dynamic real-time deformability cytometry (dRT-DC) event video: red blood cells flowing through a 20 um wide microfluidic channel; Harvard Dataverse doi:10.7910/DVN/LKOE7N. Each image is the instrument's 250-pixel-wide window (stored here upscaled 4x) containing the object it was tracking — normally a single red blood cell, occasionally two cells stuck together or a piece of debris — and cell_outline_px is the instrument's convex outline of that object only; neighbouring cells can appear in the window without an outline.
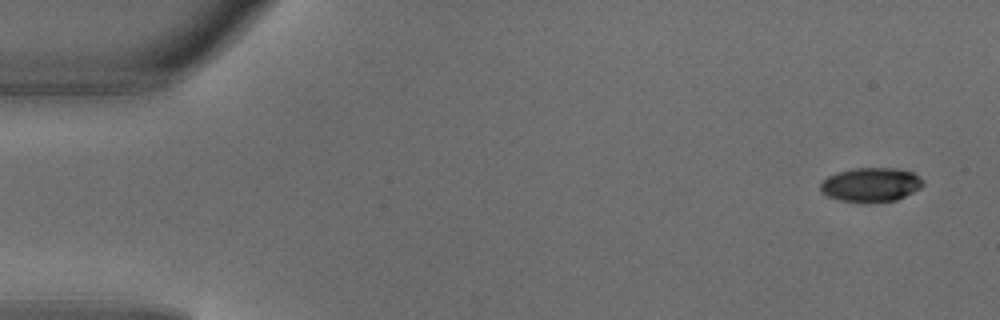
{"species": "common noctule bat (a hibernating species)", "species_latin": "Nyctalus noctula", "temperature_condition": "warm", "stored_images_in_passage": 3, "camera_frame_rate_fps": 3000, "um_per_image_px": 0.085, "animal": {"sex": "male", "body_mass_g": 18.8}, "frame": {"image": 1, "passage_image": 1, "time_ms": 0.0, "image_size_px": [1000, 320], "cell_outline_px": [[924, 184], [920, 188], [896, 200], [868, 204], [840, 200], [828, 196], [820, 188], [820, 184], [828, 176], [836, 172], [856, 168], [896, 168], [912, 172], [924, 180]], "centroid_in_image_um": [74.04, 15.71], "position_along_channel_um": 11.0, "area_um2": 20.52}}